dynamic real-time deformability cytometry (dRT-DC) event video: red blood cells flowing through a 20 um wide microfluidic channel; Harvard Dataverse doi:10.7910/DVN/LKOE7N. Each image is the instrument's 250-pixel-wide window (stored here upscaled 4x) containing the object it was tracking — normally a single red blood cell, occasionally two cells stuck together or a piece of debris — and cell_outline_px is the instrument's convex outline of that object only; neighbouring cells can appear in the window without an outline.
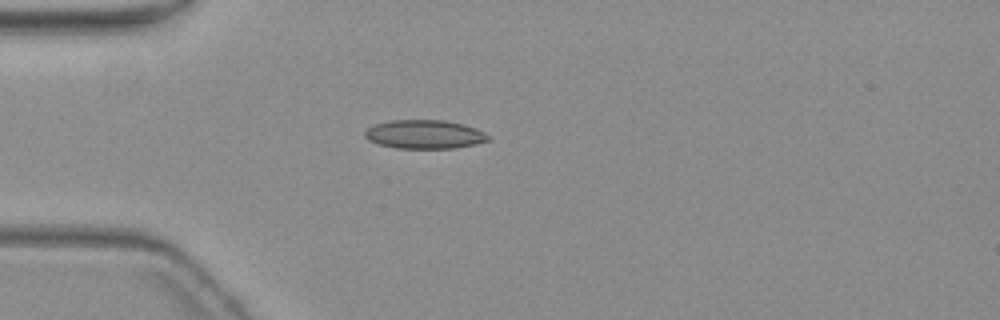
{"species": "common noctule bat (a hibernating species)", "species_latin": "Nyctalus noctula", "temperature_condition": "warm", "stored_images_in_passage": 5, "camera_frame_rate_fps": 3000, "um_per_image_px": 0.085, "animal": {"sex": "female", "body_mass_g": 19.3, "forearm_length_mm": 54.1}, "frame": {"image": 1, "passage_image": 3, "time_ms": 3.333, "image_size_px": [1000, 320], "cell_outline_px": [[488, 140], [476, 144], [452, 148], [396, 148], [376, 144], [368, 140], [364, 136], [364, 132], [368, 128], [376, 124], [392, 120], [444, 120], [464, 124], [476, 128], [484, 132], [488, 136]], "centroid_in_image_um": [36.06, 11.42], "position_along_channel_um": 48.9, "area_um2": 20.63}}
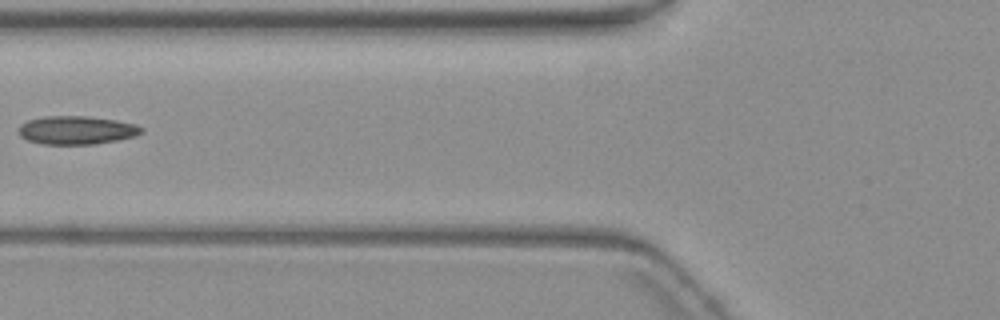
{"frame": {"image": 2, "passage_image": 5, "time_ms": 5.667, "image_size_px": [1000, 320], "cell_outline_px": [[144, 132], [136, 136], [96, 144], [40, 144], [28, 140], [20, 136], [20, 124], [28, 120], [44, 116], [88, 116], [116, 120], [136, 124], [144, 128]], "centroid_in_image_um": [6.54, 11.06], "position_along_channel_um": 119.3, "area_um2": 20.4}}